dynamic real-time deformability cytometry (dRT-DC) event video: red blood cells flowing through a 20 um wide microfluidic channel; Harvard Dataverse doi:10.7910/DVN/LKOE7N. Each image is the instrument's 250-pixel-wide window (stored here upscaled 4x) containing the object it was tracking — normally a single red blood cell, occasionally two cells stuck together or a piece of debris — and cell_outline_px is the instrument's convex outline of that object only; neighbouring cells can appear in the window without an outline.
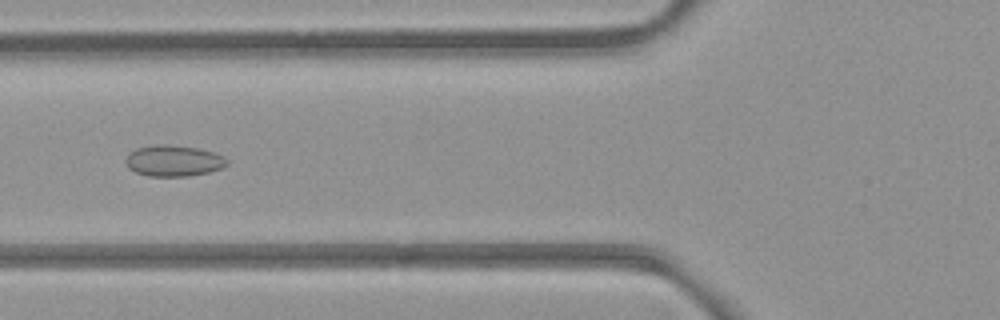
{"species": "common noctule bat (a hibernating species)", "species_latin": "Nyctalus noctula", "temperature_condition": "room temperature", "stored_images_in_passage": 29, "camera_frame_rate_fps": 3000, "um_per_image_px": 0.085, "animal": {"sex": "female", "body_mass_g": 21.9}, "frame": {"image": 1, "passage_image": 6, "time_ms": 1.667, "image_size_px": [1000, 320], "cell_outline_px": [[228, 164], [224, 168], [208, 172], [188, 176], [148, 176], [136, 172], [128, 168], [124, 160], [128, 152], [136, 148], [156, 144], [168, 144], [196, 148], [212, 152], [224, 156], [228, 160]], "centroid_in_image_um": [14.73, 13.66], "position_along_channel_um": 111.1, "area_um2": 18.55}}
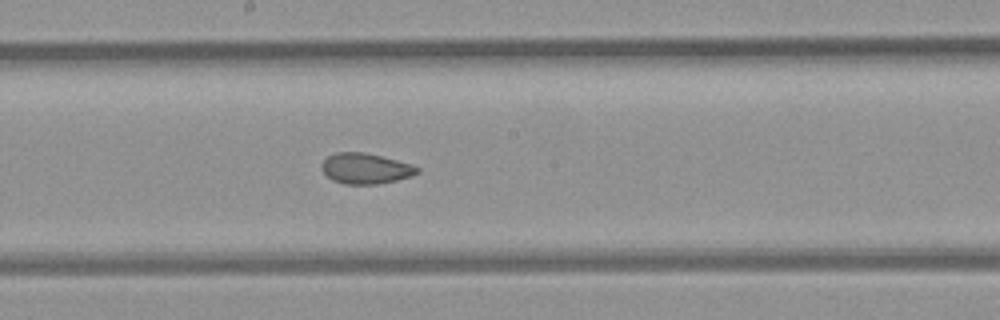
{"frame": {"image": 2, "passage_image": 14, "time_ms": 4.333, "image_size_px": [1000, 320], "cell_outline_px": [[420, 172], [412, 176], [396, 180], [376, 184], [344, 184], [332, 180], [320, 168], [320, 164], [328, 156], [336, 152], [364, 152], [412, 164], [420, 168]], "centroid_in_image_um": [31.07, 14.32], "position_along_channel_um": 217.1, "area_um2": 17.05}}
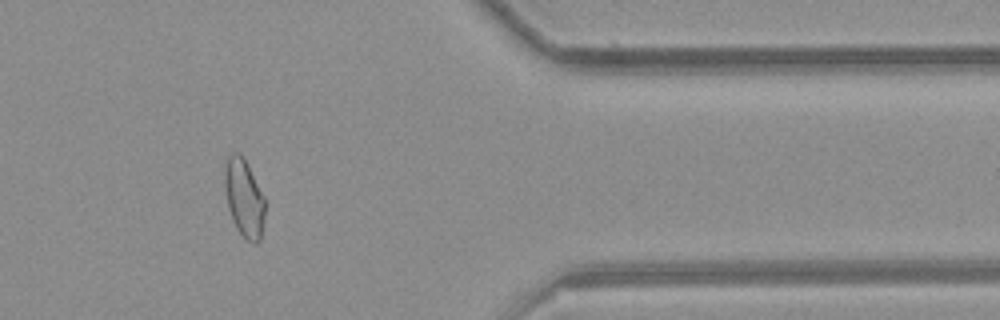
{"frame": {"image": 3, "passage_image": 29, "time_ms": 9.333, "image_size_px": [1000, 320], "cell_outline_px": [[264, 216], [260, 240], [256, 244], [252, 244], [236, 228], [232, 220], [228, 208], [224, 184], [224, 168], [228, 156], [232, 152], [240, 152], [248, 164], [264, 196]], "centroid_in_image_um": [20.73, 16.8], "position_along_channel_um": 390.7, "area_um2": 18.38}, "authors_computed_cell_mechanics": {"area_um2": 17.4556, "velocity_mm_per_s": 3.9541, "shape_relaxation_time_tau1_ms": null, "shape_relaxation_time_tau2_ms": 1.3691, "deformation_change_tau1": null, "deformation_change_tau2": 0.067}}